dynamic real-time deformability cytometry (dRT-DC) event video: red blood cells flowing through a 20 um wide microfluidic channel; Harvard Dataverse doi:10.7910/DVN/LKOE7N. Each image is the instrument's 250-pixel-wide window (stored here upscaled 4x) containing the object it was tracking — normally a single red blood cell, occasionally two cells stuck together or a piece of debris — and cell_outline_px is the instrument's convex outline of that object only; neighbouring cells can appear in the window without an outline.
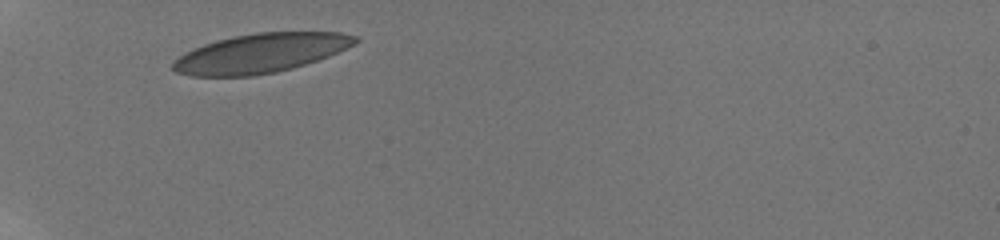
{"species": "human", "species_latin": "Homo sapiens", "temperature_condition": "room temperature", "stored_images_in_passage": 10, "camera_frame_rate_fps": 3000, "um_per_image_px": 0.085, "donor": {"sex": "male"}, "frame": {"image": 1, "passage_image": 1, "time_ms": 0.0, "image_size_px": [1000, 240], "cell_outline_px": [[360, 40], [356, 44], [328, 56], [292, 68], [276, 72], [252, 76], [192, 76], [176, 72], [172, 68], [172, 64], [180, 56], [204, 44], [216, 40], [232, 36], [256, 32], [340, 32], [356, 36]], "centroid_in_image_um": [22.18, 4.51], "position_along_channel_um": 62.8, "area_um2": 41.38}}
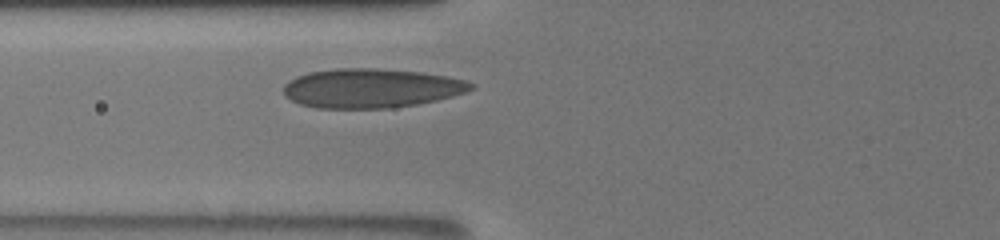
{"frame": {"image": 2, "passage_image": 9, "time_ms": 1.333, "image_size_px": [1000, 240], "cell_outline_px": [[476, 88], [468, 92], [436, 100], [416, 104], [388, 108], [316, 108], [300, 104], [284, 96], [284, 84], [288, 80], [296, 76], [308, 72], [336, 68], [376, 68], [420, 72], [448, 76], [464, 80], [476, 84]], "centroid_in_image_um": [31.55, 7.49], "position_along_channel_um": 94.2, "area_um2": 43.12}}